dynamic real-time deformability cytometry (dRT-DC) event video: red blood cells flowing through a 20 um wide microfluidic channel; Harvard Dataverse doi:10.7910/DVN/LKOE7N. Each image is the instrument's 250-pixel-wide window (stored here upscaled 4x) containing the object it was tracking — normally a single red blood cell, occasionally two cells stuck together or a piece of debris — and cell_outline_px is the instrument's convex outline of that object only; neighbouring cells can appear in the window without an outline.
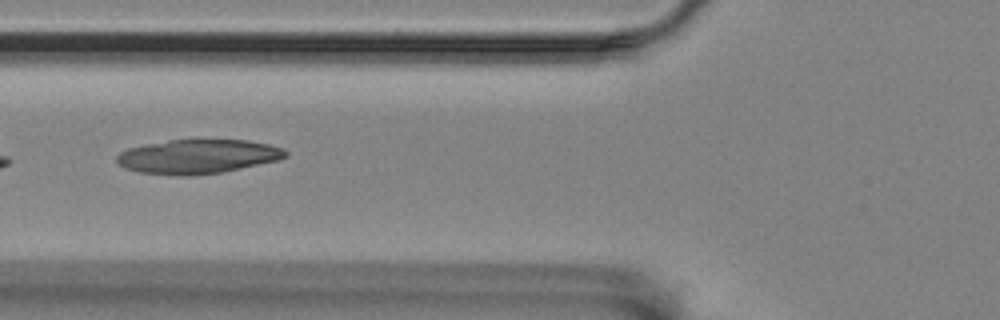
{"species": "Egyptian fruit bat (a non-hibernating species)", "species_latin": "Rousettus aegyptiacus", "temperature_condition": "room temperature", "stored_images_in_passage": 7, "camera_frame_rate_fps": 3000, "um_per_image_px": 0.085, "animal": {"sex": "female"}, "frame": {"image": 1, "passage_image": 5, "time_ms": 4.667, "image_size_px": [1000, 320], "cell_outline_px": [[288, 156], [280, 160], [220, 172], [188, 176], [176, 176], [140, 172], [128, 168], [120, 164], [116, 160], [116, 156], [120, 152], [128, 148], [168, 140], [196, 136], [248, 140], [268, 144], [284, 148], [288, 152]], "centroid_in_image_um": [16.87, 13.25], "position_along_channel_um": 108.9, "area_um2": 34.62}}
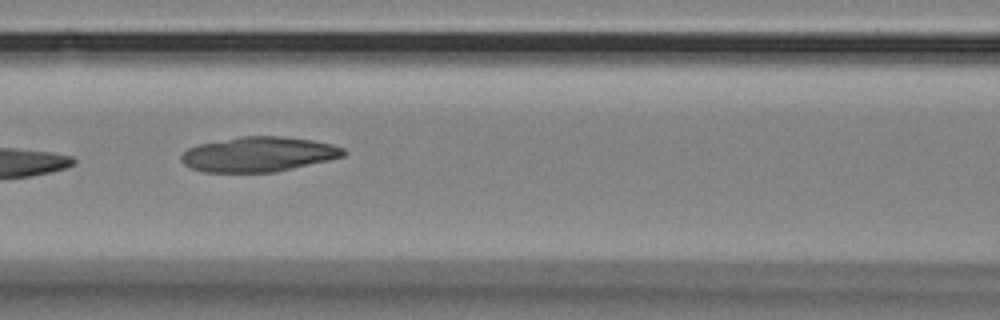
{"frame": {"image": 2, "passage_image": 6, "time_ms": 5.667, "image_size_px": [1000, 320], "cell_outline_px": [[348, 152], [344, 156], [328, 160], [276, 172], [204, 172], [192, 168], [184, 164], [180, 160], [180, 156], [188, 148], [196, 144], [240, 136], [280, 136], [312, 140], [332, 144], [344, 148]], "centroid_in_image_um": [21.96, 13.11], "position_along_channel_um": 144.6, "area_um2": 33.12}}
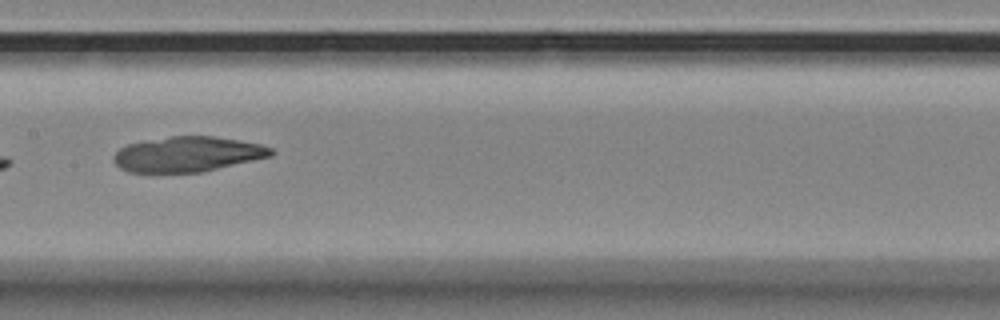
{"frame": {"image": 3, "passage_image": 7, "time_ms": 7.0, "image_size_px": [1000, 320], "cell_outline_px": [[276, 152], [272, 156], [200, 172], [128, 172], [120, 168], [112, 160], [112, 156], [120, 148], [128, 144], [172, 136], [212, 136], [260, 144], [272, 148]], "centroid_in_image_um": [15.94, 13.11], "position_along_channel_um": 191.5, "area_um2": 31.96}}